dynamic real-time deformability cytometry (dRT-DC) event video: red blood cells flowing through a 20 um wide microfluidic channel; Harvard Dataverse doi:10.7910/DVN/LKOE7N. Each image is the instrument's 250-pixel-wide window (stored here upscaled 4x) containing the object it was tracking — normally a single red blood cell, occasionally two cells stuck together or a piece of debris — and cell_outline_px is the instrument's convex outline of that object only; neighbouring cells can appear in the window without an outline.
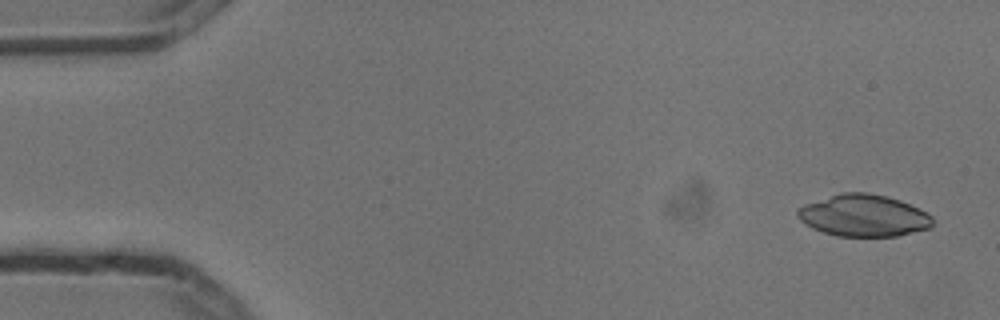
{"species": "common noctule bat (a hibernating species)", "species_latin": "Nyctalus noctula", "temperature_condition": "cold", "stored_images_in_passage": 6, "camera_frame_rate_fps": 3000, "um_per_image_px": 0.085, "animal": {"sex": "male", "body_mass_g": 13.3}, "frame": {"image": 1, "passage_image": 1, "time_ms": 0.0, "image_size_px": [1000, 320], "cell_outline_px": [[932, 224], [928, 228], [896, 236], [836, 236], [812, 228], [804, 224], [796, 216], [796, 212], [804, 204], [840, 192], [868, 192], [888, 196], [900, 200], [928, 212], [932, 216]], "centroid_in_image_um": [73.38, 18.31], "position_along_channel_um": 11.6, "area_um2": 33.06}}